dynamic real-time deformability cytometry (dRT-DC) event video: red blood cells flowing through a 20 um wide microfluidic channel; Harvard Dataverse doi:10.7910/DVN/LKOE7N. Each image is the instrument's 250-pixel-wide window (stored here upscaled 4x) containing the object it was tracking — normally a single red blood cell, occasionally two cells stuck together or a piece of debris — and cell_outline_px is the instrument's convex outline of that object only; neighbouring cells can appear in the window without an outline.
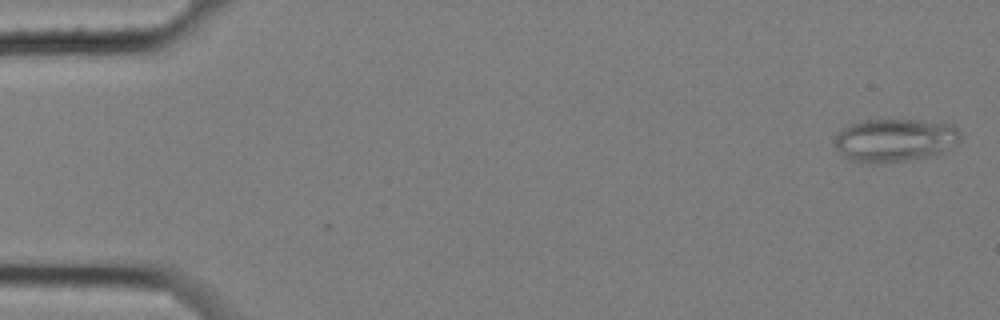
{"species": "common noctule bat (a hibernating species)", "species_latin": "Nyctalus noctula", "temperature_condition": "cold", "stored_images_in_passage": 6, "camera_frame_rate_fps": 3000, "um_per_image_px": 0.085, "animal": {"sex": "female", "body_mass_g": 25.1}, "frame": {"image": 1, "passage_image": 1, "time_ms": 0.0, "image_size_px": [1000, 320], "cell_outline_px": [[960, 140], [956, 144], [944, 152], [936, 156], [876, 164], [852, 160], [844, 156], [836, 148], [836, 136], [848, 124], [860, 120], [920, 120], [956, 124], [960, 132]], "centroid_in_image_um": [76.13, 11.91], "position_along_channel_um": 8.9, "area_um2": 31.91}}